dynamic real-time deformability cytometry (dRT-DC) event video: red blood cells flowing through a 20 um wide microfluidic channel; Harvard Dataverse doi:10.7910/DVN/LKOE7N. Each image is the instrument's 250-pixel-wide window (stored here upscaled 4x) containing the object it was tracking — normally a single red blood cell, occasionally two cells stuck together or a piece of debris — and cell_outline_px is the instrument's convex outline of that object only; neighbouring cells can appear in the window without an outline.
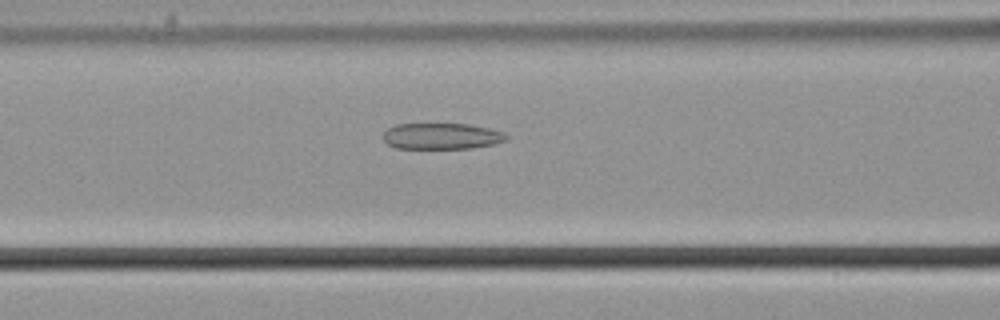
{"species": "common noctule bat (a hibernating species)", "species_latin": "Nyctalus noctula", "temperature_condition": "cold", "stored_images_in_passage": 46, "camera_frame_rate_fps": 3000, "um_per_image_px": 0.085, "animal": {"sex": "male", "body_mass_g": 21.5, "forearm_length_mm": 52.0}, "frame": {"image": 1, "passage_image": 14, "time_ms": 4.333, "image_size_px": [1000, 320], "cell_outline_px": [[508, 140], [496, 144], [472, 148], [396, 148], [388, 144], [380, 136], [388, 128], [396, 124], [468, 124], [488, 128], [504, 132], [508, 136]], "centroid_in_image_um": [37.55, 11.57], "position_along_channel_um": 129.1, "area_um2": 18.9}}
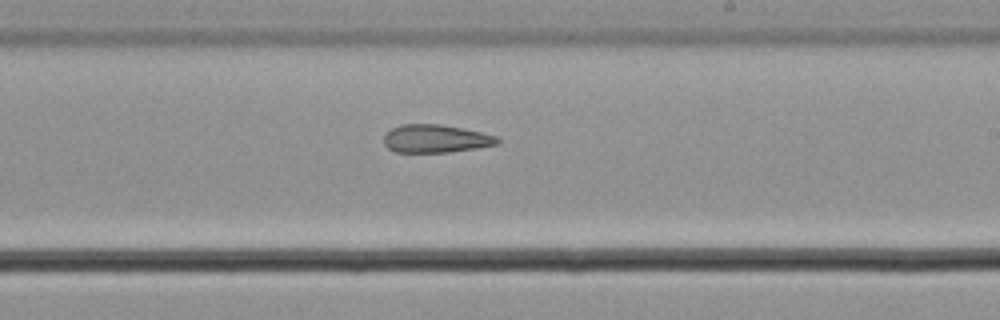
{"frame": {"image": 2, "passage_image": 24, "time_ms": 7.667, "image_size_px": [1000, 320], "cell_outline_px": [[500, 144], [476, 148], [448, 152], [396, 152], [388, 148], [384, 144], [384, 136], [392, 128], [400, 124], [440, 124], [464, 128], [500, 136]], "centroid_in_image_um": [37.08, 11.78], "position_along_channel_um": 251.9, "area_um2": 18.73}}
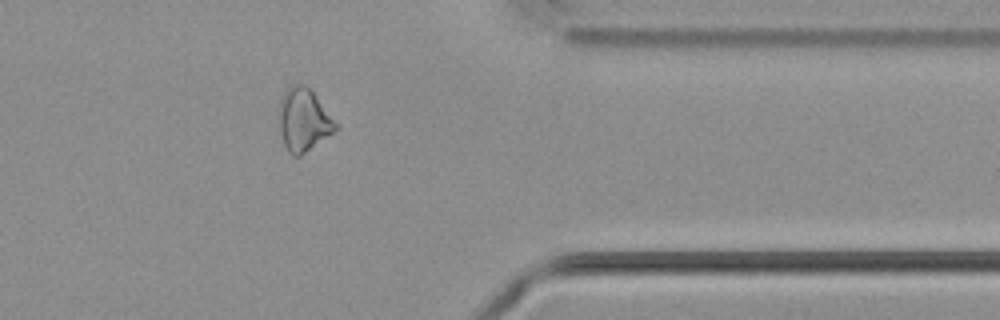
{"frame": {"image": 3, "passage_image": 36, "time_ms": 11.667, "image_size_px": [1000, 320], "cell_outline_px": [[336, 132], [300, 156], [292, 156], [288, 152], [284, 144], [280, 132], [276, 112], [280, 96], [288, 88], [296, 84], [308, 84], [336, 124]], "centroid_in_image_um": [25.75, 10.19], "position_along_channel_um": 385.7, "area_um2": 21.1}, "authors_computed_cell_mechanics": {"area_um2": 20.8947, "velocity_mm_per_s": 3.6952, "shape_relaxation_time_tau1_ms": null, "shape_relaxation_time_tau2_ms": 8.0947, "deformation_change_tau1": null, "deformation_change_tau2": 0.1804}}